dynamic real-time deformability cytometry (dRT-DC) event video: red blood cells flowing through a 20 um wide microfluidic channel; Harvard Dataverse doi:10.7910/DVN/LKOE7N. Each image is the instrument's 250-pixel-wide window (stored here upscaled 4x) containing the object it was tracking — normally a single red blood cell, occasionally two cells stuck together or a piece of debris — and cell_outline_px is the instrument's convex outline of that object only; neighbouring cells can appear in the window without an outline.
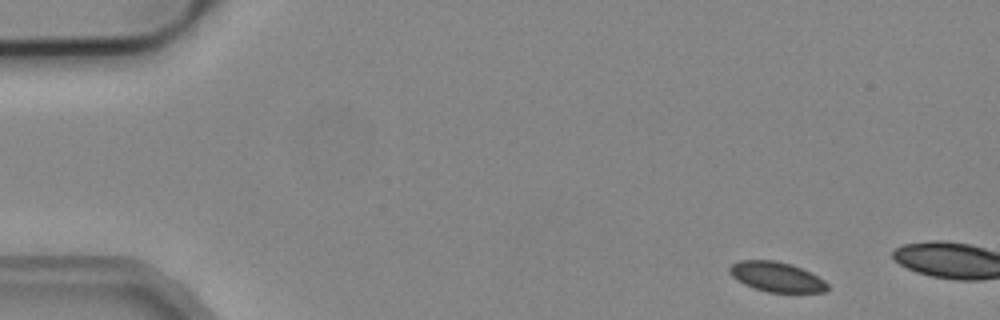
{"species": "common noctule bat (a hibernating species)", "species_latin": "Nyctalus noctula", "temperature_condition": "cold", "stored_images_in_passage": 3, "camera_frame_rate_fps": 3000, "um_per_image_px": 0.085, "animal": {"sex": "male", "body_mass_g": 19.2, "forearm_length_mm": 51.8}, "frame": {"image": 1, "passage_image": 1, "time_ms": 0.0, "image_size_px": [1000, 320], "cell_outline_px": [[828, 288], [824, 292], [768, 292], [744, 284], [736, 280], [728, 272], [728, 268], [732, 264], [740, 260], [776, 260], [792, 264], [824, 280], [828, 284]], "centroid_in_image_um": [65.97, 23.52], "position_along_channel_um": 19.0, "area_um2": 16.94}}